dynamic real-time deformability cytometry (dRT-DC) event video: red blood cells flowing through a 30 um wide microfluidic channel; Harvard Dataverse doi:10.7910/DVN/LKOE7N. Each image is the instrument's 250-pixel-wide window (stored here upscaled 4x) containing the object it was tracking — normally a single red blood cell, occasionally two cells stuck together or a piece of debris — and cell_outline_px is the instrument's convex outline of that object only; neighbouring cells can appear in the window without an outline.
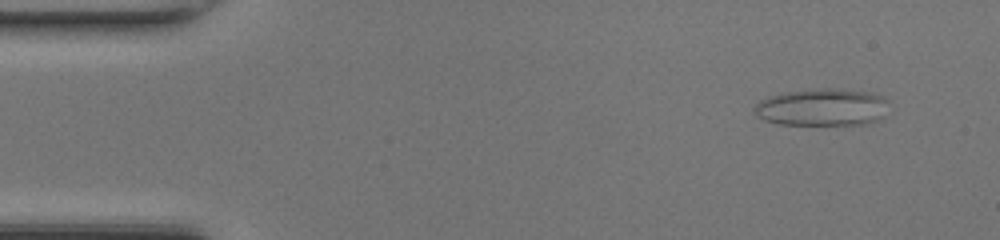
{"species": "common noctule bat (a hibernating species)", "species_latin": "Nyctalus noctula", "temperature_condition": "room temperature", "stored_images_in_passage": 47, "camera_frame_rate_fps": 3000, "um_per_image_px": 0.085, "animal": {"sex": "female", "body_mass_g": 17.0, "forearm_length_mm": 48.0}, "frame": {"image": 1, "passage_image": 4, "time_ms": 1.0, "image_size_px": [1000, 240], "cell_outline_px": [[888, 100], [884, 116], [876, 120], [864, 124], [776, 124], [764, 120], [756, 116], [752, 108], [760, 100], [768, 96], [784, 92], [824, 88], [836, 88], [868, 92], [884, 96]], "centroid_in_image_um": [69.85, 9.11], "position_along_channel_um": 15.1, "area_um2": 29.3}}
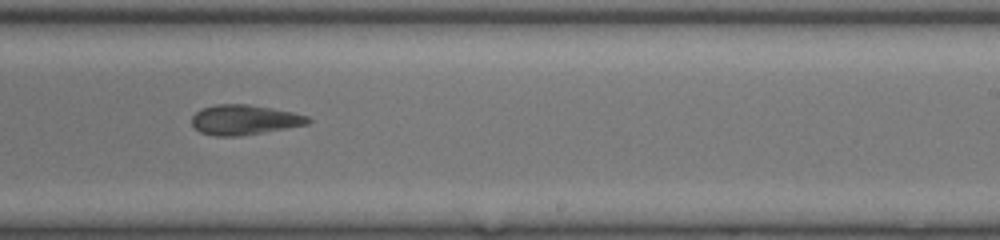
{"frame": {"image": 2, "passage_image": 29, "time_ms": 9.333, "image_size_px": [1000, 240], "cell_outline_px": [[312, 120], [308, 124], [240, 136], [216, 136], [200, 132], [192, 124], [192, 116], [200, 108], [216, 104], [248, 104], [272, 108], [292, 112], [308, 116]], "centroid_in_image_um": [20.75, 10.17], "position_along_channel_um": 268.2, "area_um2": 20.23}}
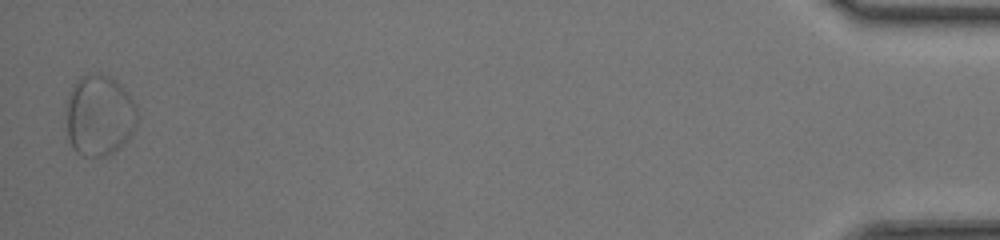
{"frame": {"image": 3, "passage_image": 47, "time_ms": 15.333, "image_size_px": [1000, 240], "cell_outline_px": [[136, 124], [128, 140], [112, 152], [104, 156], [84, 156], [76, 152], [68, 136], [64, 112], [68, 96], [72, 84], [80, 76], [96, 72], [100, 72], [108, 76], [120, 84], [128, 92], [136, 104]], "centroid_in_image_um": [8.41, 9.77], "position_along_channel_um": 426.8, "area_um2": 33.93}, "authors_computed_cell_mechanics": {"area_um2": 22.1374, "velocity_mm_per_s": 4.3027, "shape_relaxation_time_tau1_ms": 6.6105, "shape_relaxation_time_tau2_ms": 7.4581, "deformation_change_tau1": 0.1429, "deformation_change_tau2": 0.1892}}